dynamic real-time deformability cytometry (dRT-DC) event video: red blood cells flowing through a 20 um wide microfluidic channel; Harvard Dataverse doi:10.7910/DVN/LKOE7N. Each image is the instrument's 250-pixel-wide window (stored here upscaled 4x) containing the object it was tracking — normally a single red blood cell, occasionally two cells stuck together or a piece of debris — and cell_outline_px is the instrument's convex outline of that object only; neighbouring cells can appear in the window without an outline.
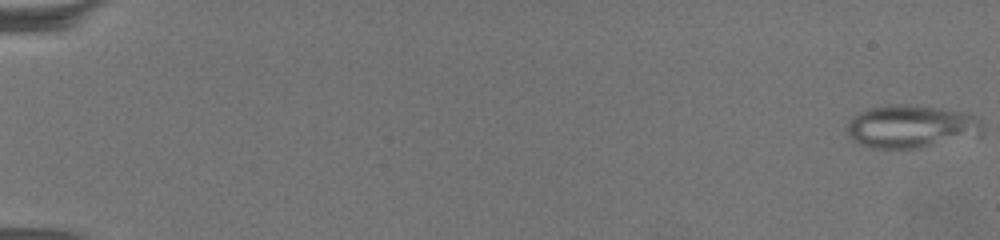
{"species": "common noctule bat (a hibernating species)", "species_latin": "Nyctalus noctula", "temperature_condition": "warm", "stored_images_in_passage": 66, "camera_frame_rate_fps": 3000, "um_per_image_px": 0.085, "animal": {"sex": "female", "body_mass_g": 19.5, "forearm_length_mm": 54.1}, "frame": {"image": 1, "passage_image": 1, "time_ms": 0.0, "image_size_px": [1000, 240], "cell_outline_px": [[984, 132], [980, 136], [916, 148], [872, 148], [860, 144], [848, 136], [848, 124], [860, 112], [868, 108], [900, 104], [908, 104], [936, 108], [960, 112], [976, 116], [984, 124]], "centroid_in_image_um": [77.51, 10.77], "position_along_channel_um": 7.5, "area_um2": 33.64}}
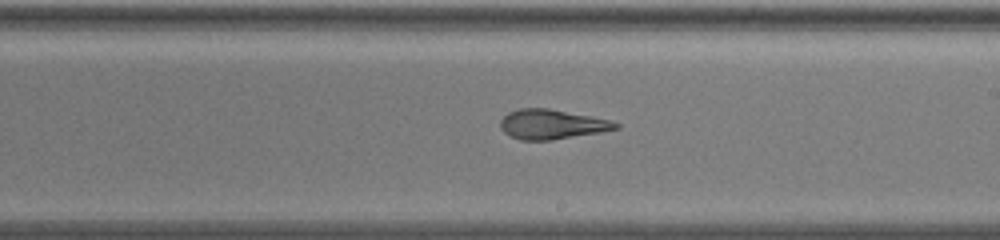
{"frame": {"image": 2, "passage_image": 41, "time_ms": 13.333, "image_size_px": [1000, 240], "cell_outline_px": [[620, 128], [600, 132], [552, 140], [520, 140], [504, 132], [500, 128], [500, 120], [508, 112], [520, 108], [548, 108], [592, 116], [612, 120], [620, 124]], "centroid_in_image_um": [46.92, 10.56], "position_along_channel_um": 242.1, "area_um2": 20.0}}
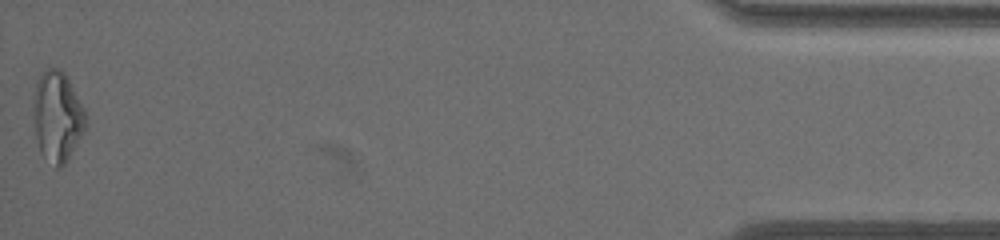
{"frame": {"image": 3, "passage_image": 66, "time_ms": 21.667, "image_size_px": [1000, 240], "cell_outline_px": [[84, 132], [64, 164], [60, 168], [56, 168], [40, 152], [36, 136], [32, 108], [32, 100], [36, 84], [40, 76], [48, 68], [60, 68], [64, 72], [84, 108]], "centroid_in_image_um": [4.84, 9.89], "position_along_channel_um": 430.4, "area_um2": 27.17}, "authors_computed_cell_mechanics": {"area_um2": 23.8136, "velocity_mm_per_s": 3.2717, "shape_relaxation_time_tau1_ms": null, "shape_relaxation_time_tau2_ms": 1.6967, "deformation_change_tau1": null, "deformation_change_tau2": 0.0986}}